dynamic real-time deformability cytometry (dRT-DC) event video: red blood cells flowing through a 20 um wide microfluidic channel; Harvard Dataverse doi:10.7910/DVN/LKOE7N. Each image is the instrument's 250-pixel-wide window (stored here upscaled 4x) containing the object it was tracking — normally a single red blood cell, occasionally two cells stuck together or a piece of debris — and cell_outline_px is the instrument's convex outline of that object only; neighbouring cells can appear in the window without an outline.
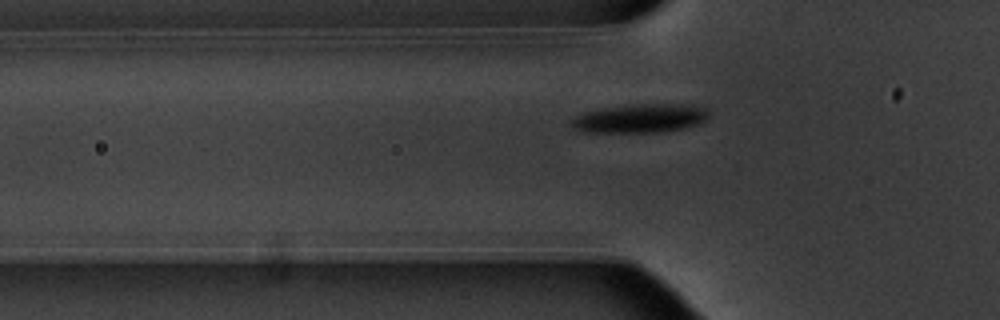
{"species": "common noctule bat (a hibernating species)", "species_latin": "Nyctalus noctula", "temperature_condition": "warm", "stored_images_in_passage": 41, "camera_frame_rate_fps": 3000, "um_per_image_px": 0.085, "animal": {"sex": "male", "body_mass_g": 20.1, "forearm_length_mm": 53.5}, "frame": {"image": 1, "passage_image": 6, "time_ms": 1.667, "image_size_px": [1000, 320], "cell_outline_px": [[708, 116], [700, 124], [684, 128], [664, 132], [584, 132], [572, 128], [572, 120], [576, 116], [584, 112], [600, 108], [636, 104], [692, 104], [708, 108]], "centroid_in_image_um": [54.45, 10.05], "position_along_channel_um": 71.3, "area_um2": 23.24}}
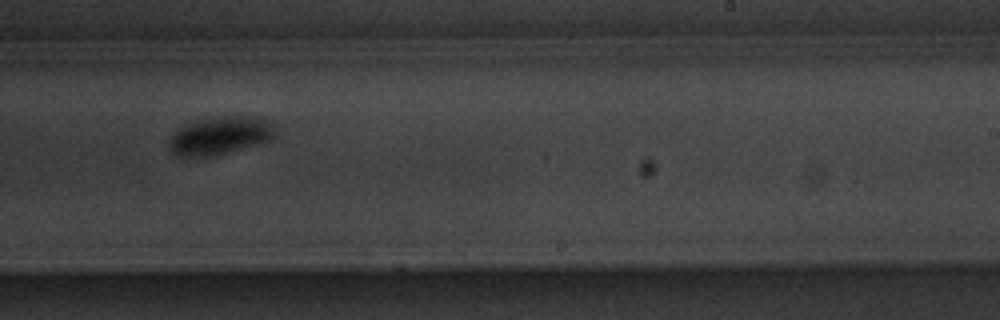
{"frame": {"image": 2, "passage_image": 22, "time_ms": 7.0, "image_size_px": [1000, 320], "cell_outline_px": [[272, 140], [216, 156], [176, 156], [168, 152], [168, 140], [180, 128], [188, 124], [200, 120], [232, 116], [248, 116], [272, 120]], "centroid_in_image_um": [18.68, 11.56], "position_along_channel_um": 270.3, "area_um2": 23.24}}
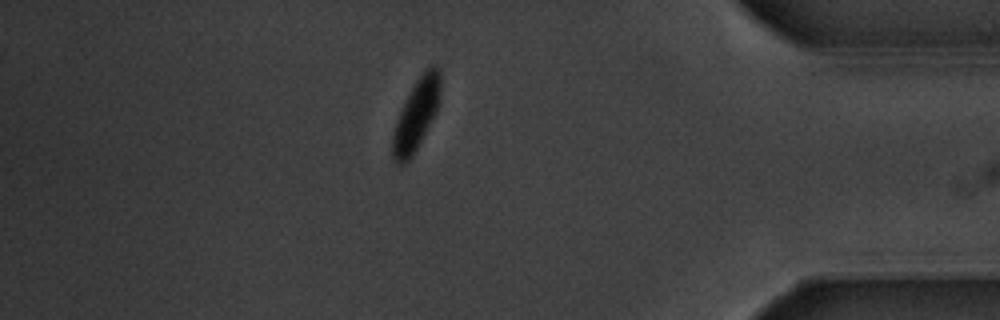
{"frame": {"image": 3, "passage_image": 35, "time_ms": 11.333, "image_size_px": [1000, 320], "cell_outline_px": [[440, 104], [412, 156], [404, 164], [396, 164], [392, 160], [392, 136], [396, 120], [416, 80], [432, 64], [440, 68]], "centroid_in_image_um": [35.38, 9.77], "position_along_channel_um": 399.8, "area_um2": 19.42}}